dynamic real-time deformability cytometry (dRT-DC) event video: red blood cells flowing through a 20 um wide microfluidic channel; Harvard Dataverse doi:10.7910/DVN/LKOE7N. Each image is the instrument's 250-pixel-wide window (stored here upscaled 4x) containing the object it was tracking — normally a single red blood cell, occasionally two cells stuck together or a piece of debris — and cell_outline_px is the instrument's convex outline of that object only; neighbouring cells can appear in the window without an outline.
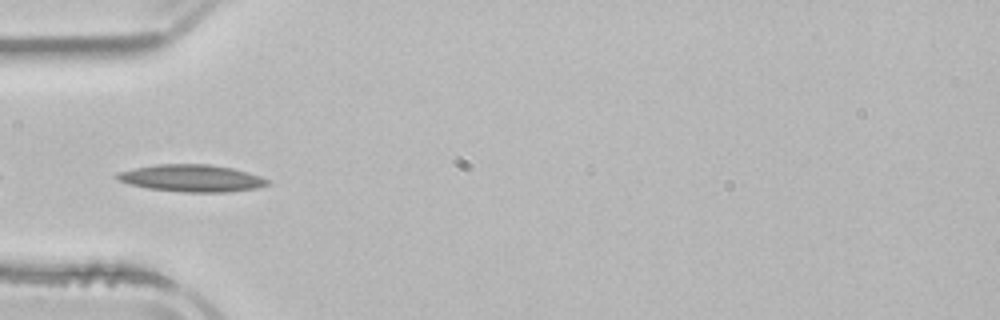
{"species": "common noctule bat (a hibernating species)", "species_latin": "Nyctalus noctula", "temperature_condition": "room temperature", "stored_images_in_passage": 3, "camera_frame_rate_fps": 3000, "um_per_image_px": 0.085, "animal": {"sex": "male", "body_mass_g": 21.5, "forearm_length_mm": 52.0}, "frame": {"image": 1, "passage_image": 3, "time_ms": 3.333, "image_size_px": [1000, 320], "cell_outline_px": [[268, 184], [256, 188], [224, 192], [184, 192], [148, 188], [116, 180], [112, 176], [116, 172], [156, 164], [208, 164], [232, 168], [248, 172], [260, 176], [268, 180]], "centroid_in_image_um": [16.24, 15.14], "position_along_channel_um": 68.8, "area_um2": 23.64}}